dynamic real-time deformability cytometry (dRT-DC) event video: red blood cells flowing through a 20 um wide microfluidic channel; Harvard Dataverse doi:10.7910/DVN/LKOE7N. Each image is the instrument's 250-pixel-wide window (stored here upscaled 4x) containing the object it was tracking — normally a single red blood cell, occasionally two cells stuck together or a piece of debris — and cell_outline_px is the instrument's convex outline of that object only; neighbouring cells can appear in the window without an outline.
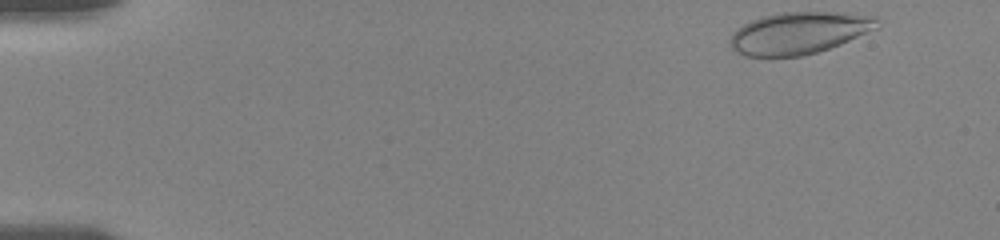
{"species": "human", "species_latin": "Homo sapiens", "temperature_condition": "room temperature", "stored_images_in_passage": 86, "camera_frame_rate_fps": 3000, "um_per_image_px": 0.085, "donor": {"sex": "female"}, "frame": {"image": 1, "passage_image": 1, "time_ms": 0.0, "image_size_px": [1000, 240], "cell_outline_px": [[880, 28], [840, 44], [816, 52], [800, 56], [748, 56], [732, 48], [728, 44], [732, 32], [744, 24], [752, 20], [764, 16], [784, 12], [824, 12], [856, 16], [876, 20], [880, 24]], "centroid_in_image_um": [67.84, 2.82], "position_along_channel_um": 17.2, "area_um2": 35.03}}
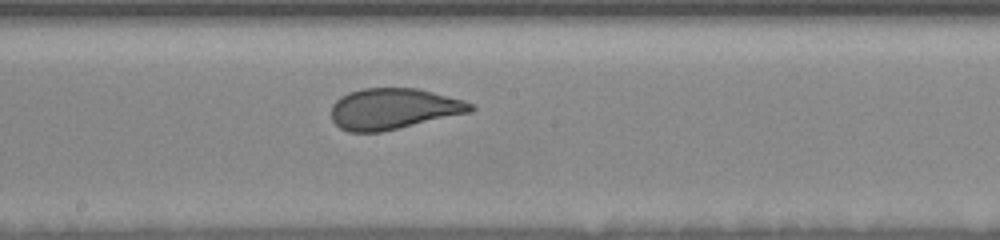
{"frame": {"image": 2, "passage_image": 43, "time_ms": 8.667, "image_size_px": [1000, 240], "cell_outline_px": [[476, 108], [472, 112], [380, 132], [348, 132], [340, 128], [332, 120], [332, 104], [340, 96], [348, 92], [364, 88], [416, 88], [464, 100], [472, 104]], "centroid_in_image_um": [33.44, 9.25], "position_along_channel_um": 214.8, "area_um2": 33.23}}
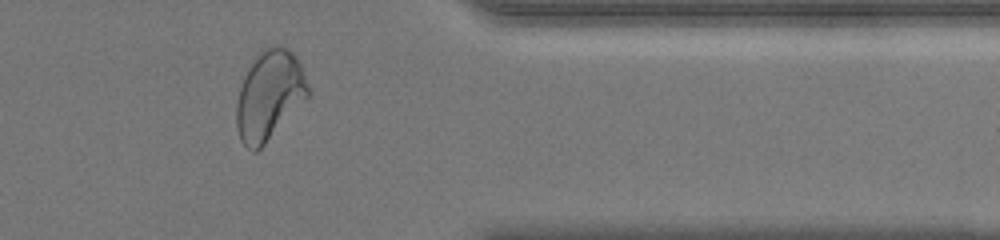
{"frame": {"image": 3, "passage_image": 70, "time_ms": 13.667, "image_size_px": [1000, 240], "cell_outline_px": [[308, 96], [264, 144], [256, 152], [252, 152], [240, 140], [236, 128], [236, 104], [240, 88], [244, 76], [256, 52], [260, 48], [268, 44], [280, 44], [292, 52], [300, 60], [308, 88]], "centroid_in_image_um": [22.86, 8.03], "position_along_channel_um": 388.5, "area_um2": 37.34}, "authors_computed_cell_mechanics": {"area_um2": 35.2002, "velocity_mm_per_s": 3.6765, "shape_relaxation_time_tau1_ms": 5.3151, "shape_relaxation_time_tau2_ms": null, "deformation_change_tau1": 0.1575, "deformation_change_tau2": null}}